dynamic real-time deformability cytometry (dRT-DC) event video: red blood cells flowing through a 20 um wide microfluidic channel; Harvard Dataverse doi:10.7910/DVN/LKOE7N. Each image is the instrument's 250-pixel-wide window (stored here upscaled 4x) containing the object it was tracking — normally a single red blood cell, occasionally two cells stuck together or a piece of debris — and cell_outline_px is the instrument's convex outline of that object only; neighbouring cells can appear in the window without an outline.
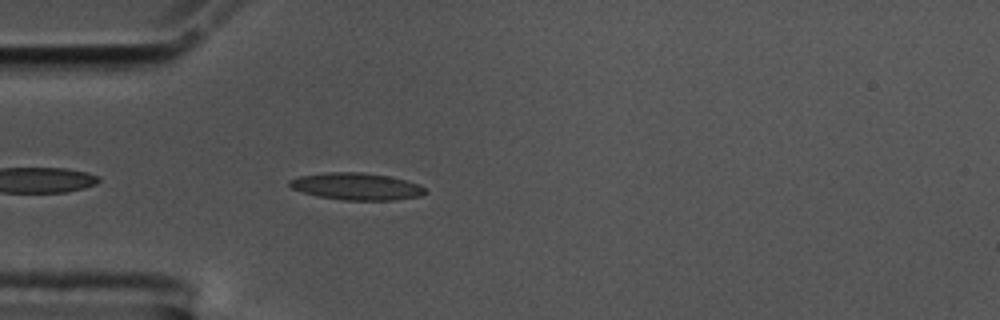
{"species": "common noctule bat (a hibernating species)", "species_latin": "Nyctalus noctula", "temperature_condition": "cold", "stored_images_in_passage": 39, "camera_frame_rate_fps": 3000, "um_per_image_px": 0.085, "animal": {"sex": "male", "body_mass_g": 17.5, "forearm_length_mm": 52.3}, "frame": {"image": 1, "passage_image": 4, "time_ms": 1.0, "image_size_px": [1000, 320], "cell_outline_px": [[428, 192], [420, 196], [396, 200], [344, 200], [316, 196], [292, 188], [288, 184], [288, 180], [300, 176], [324, 172], [364, 172], [388, 176], [420, 184]], "centroid_in_image_um": [30.31, 15.84], "position_along_channel_um": 54.7, "area_um2": 21.44}}
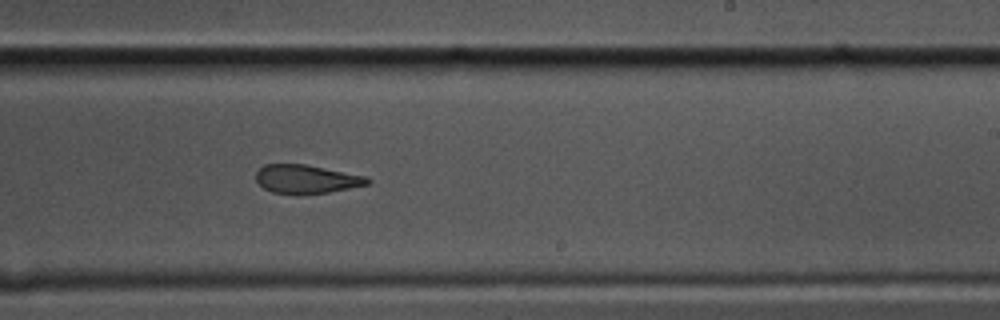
{"frame": {"image": 2, "passage_image": 22, "time_ms": 7.0, "image_size_px": [1000, 320], "cell_outline_px": [[372, 180], [368, 184], [328, 192], [272, 192], [264, 188], [256, 180], [256, 172], [264, 164], [304, 164], [364, 176]], "centroid_in_image_um": [26.01, 15.19], "position_along_channel_um": 263.0, "area_um2": 17.8}}
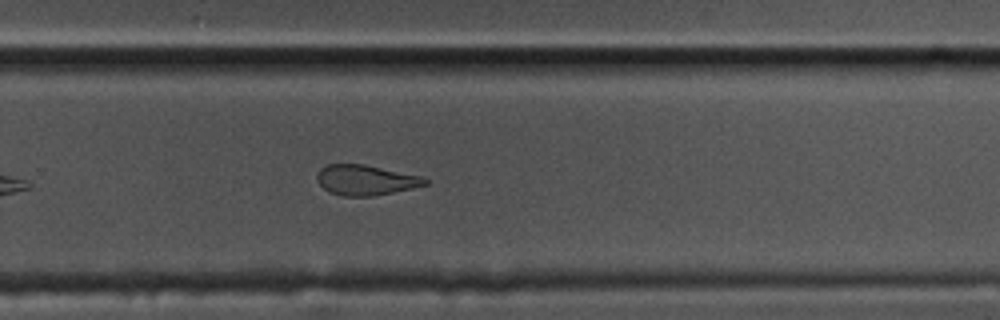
{"frame": {"image": 3, "passage_image": 25, "time_ms": 8.0, "image_size_px": [1000, 320], "cell_outline_px": [[428, 184], [412, 188], [372, 196], [344, 196], [328, 192], [316, 180], [316, 176], [320, 168], [328, 164], [364, 164], [420, 176], [428, 180]], "centroid_in_image_um": [31.04, 15.3], "position_along_channel_um": 298.8, "area_um2": 18.9}, "authors_computed_cell_mechanics": {"area_um2": 20.1722, "velocity_mm_per_s": 3.5688, "shape_relaxation_time_tau1_ms": null, "shape_relaxation_time_tau2_ms": 2.6818, "deformation_change_tau1": null, "deformation_change_tau2": 0.1137}}